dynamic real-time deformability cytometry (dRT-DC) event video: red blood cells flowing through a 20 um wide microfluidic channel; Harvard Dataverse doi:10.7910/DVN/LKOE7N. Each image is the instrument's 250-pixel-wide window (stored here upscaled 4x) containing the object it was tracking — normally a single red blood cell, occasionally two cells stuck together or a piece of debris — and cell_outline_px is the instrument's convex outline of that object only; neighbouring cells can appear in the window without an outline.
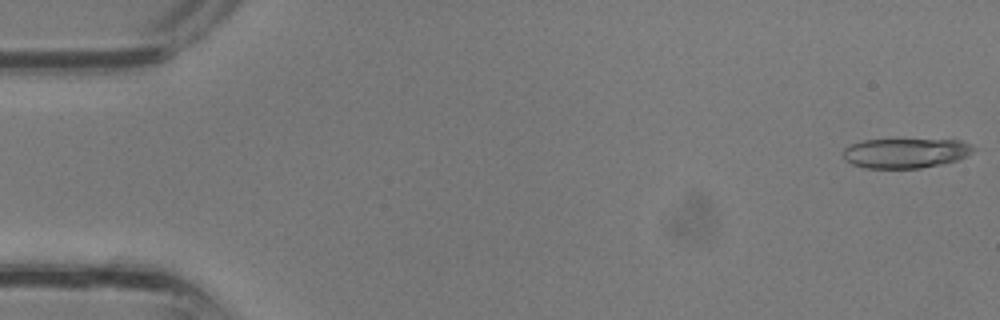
{"species": "common noctule bat (a hibernating species)", "species_latin": "Nyctalus noctula", "temperature_condition": "room temperature", "stored_images_in_passage": 6, "camera_frame_rate_fps": 3000, "um_per_image_px": 0.085, "animal": {"sex": "male", "body_mass_g": 13.3}, "frame": {"image": 1, "passage_image": 1, "time_ms": 0.0, "image_size_px": [1000, 320], "cell_outline_px": [[976, 148], [964, 156], [956, 160], [940, 164], [920, 168], [868, 168], [852, 164], [844, 160], [844, 148], [852, 144], [864, 140], [960, 140]], "centroid_in_image_um": [76.93, 13.01], "position_along_channel_um": 8.1, "area_um2": 22.2}}